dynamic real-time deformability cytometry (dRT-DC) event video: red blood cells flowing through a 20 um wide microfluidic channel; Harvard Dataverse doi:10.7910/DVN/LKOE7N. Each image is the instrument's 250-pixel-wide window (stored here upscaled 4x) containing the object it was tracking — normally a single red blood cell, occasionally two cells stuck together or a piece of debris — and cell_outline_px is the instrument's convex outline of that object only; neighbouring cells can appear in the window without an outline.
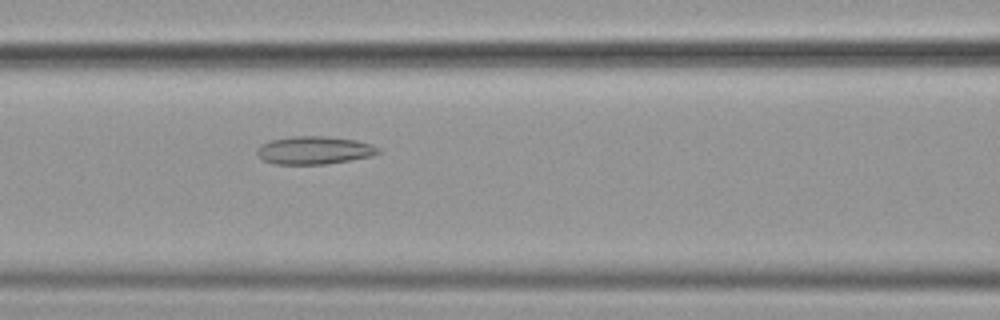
{"species": "common noctule bat (a hibernating species)", "species_latin": "Nyctalus noctula", "temperature_condition": "cold", "stored_images_in_passage": 57, "camera_frame_rate_fps": 3000, "um_per_image_px": 0.085, "animal": {"sex": "female", "body_mass_g": 19.9}, "frame": {"image": 1, "passage_image": 25, "time_ms": 8.0, "image_size_px": [1000, 320], "cell_outline_px": [[380, 152], [372, 156], [352, 160], [324, 164], [272, 164], [264, 160], [256, 152], [256, 148], [260, 144], [272, 140], [292, 136], [328, 136], [356, 140], [372, 144], [380, 148]], "centroid_in_image_um": [26.72, 12.77], "position_along_channel_um": 139.9, "area_um2": 19.88}}
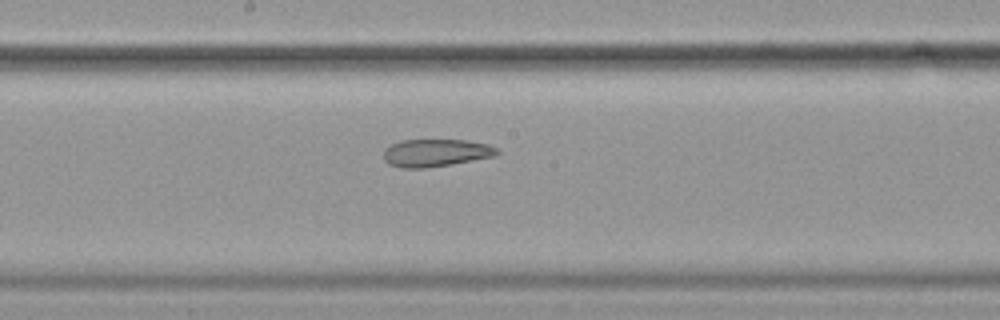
{"frame": {"image": 2, "passage_image": 31, "time_ms": 10.0, "image_size_px": [1000, 320], "cell_outline_px": [[500, 152], [492, 156], [448, 164], [424, 168], [400, 168], [388, 164], [384, 160], [384, 148], [400, 140], [468, 140], [488, 144], [496, 148]], "centroid_in_image_um": [36.98, 12.98], "position_along_channel_um": 211.2, "area_um2": 18.03}}
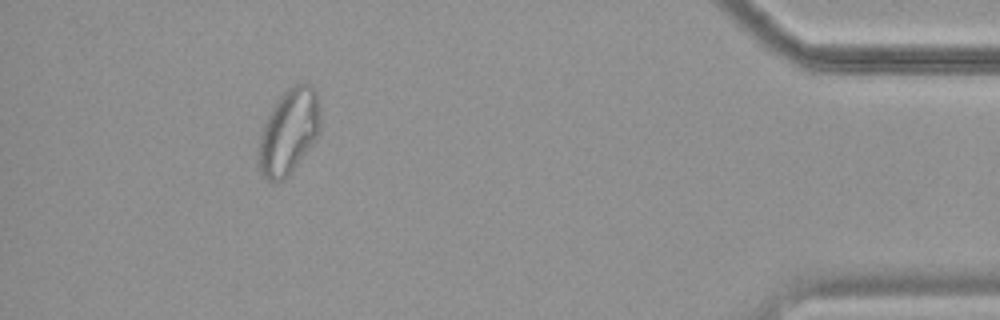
{"frame": {"image": 3, "passage_image": 52, "time_ms": 17.0, "image_size_px": [1000, 320], "cell_outline_px": [[320, 132], [284, 180], [268, 180], [260, 172], [256, 160], [260, 136], [264, 124], [272, 108], [280, 96], [292, 84], [300, 80], [312, 84], [316, 88], [320, 108]], "centroid_in_image_um": [24.55, 11.11], "position_along_channel_um": 410.6, "area_um2": 30.75}, "authors_computed_cell_mechanics": {"area_um2": 24.276, "velocity_mm_per_s": 3.5801, "shape_relaxation_time_tau1_ms": null, "shape_relaxation_time_tau2_ms": 3.4234, "deformation_change_tau1": null, "deformation_change_tau2": 0.0914}}